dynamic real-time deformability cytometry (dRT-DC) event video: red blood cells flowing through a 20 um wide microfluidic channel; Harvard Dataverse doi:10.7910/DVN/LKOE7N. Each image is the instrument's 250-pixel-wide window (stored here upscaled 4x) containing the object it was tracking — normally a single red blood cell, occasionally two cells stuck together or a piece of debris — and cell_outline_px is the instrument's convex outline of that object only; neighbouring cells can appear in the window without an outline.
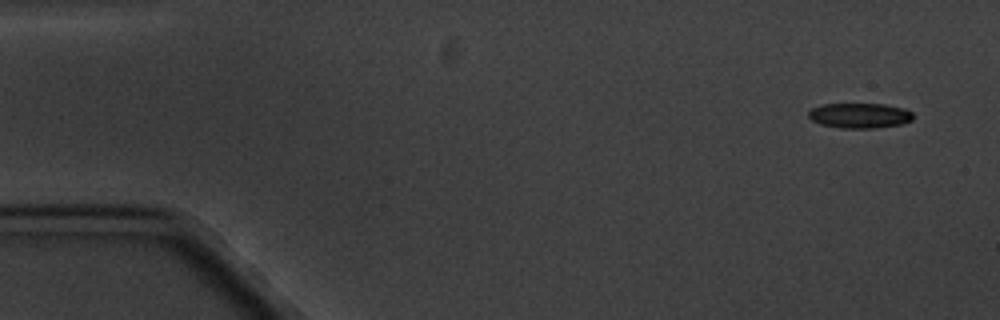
{"species": "common noctule bat (a hibernating species)", "species_latin": "Nyctalus noctula", "temperature_condition": "cold", "stored_images_in_passage": 4, "camera_frame_rate_fps": 3000, "um_per_image_px": 0.085, "animal": {"sex": "male", "body_mass_g": 20.1, "forearm_length_mm": 53.5}, "frame": {"image": 1, "passage_image": 1, "time_ms": 0.0, "image_size_px": [1000, 320], "cell_outline_px": [[912, 120], [900, 124], [876, 128], [840, 128], [820, 124], [812, 120], [808, 116], [808, 112], [812, 108], [820, 104], [884, 104], [904, 108], [912, 112]], "centroid_in_image_um": [73.05, 9.82], "position_along_channel_um": 12.0, "area_um2": 15.32}}
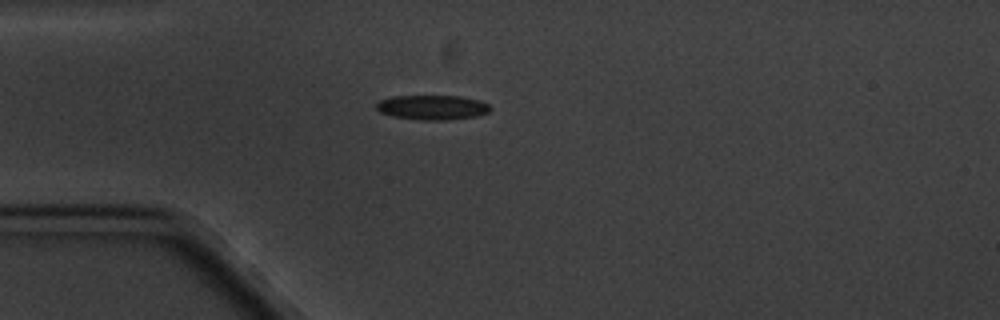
{"frame": {"image": 2, "passage_image": 4, "time_ms": 4.0, "image_size_px": [1000, 320], "cell_outline_px": [[492, 108], [488, 112], [476, 116], [448, 120], [420, 120], [392, 116], [380, 112], [376, 108], [376, 104], [380, 100], [392, 96], [460, 96], [480, 100], [488, 104]], "centroid_in_image_um": [36.75, 9.13], "position_along_channel_um": 48.2, "area_um2": 16.42}}